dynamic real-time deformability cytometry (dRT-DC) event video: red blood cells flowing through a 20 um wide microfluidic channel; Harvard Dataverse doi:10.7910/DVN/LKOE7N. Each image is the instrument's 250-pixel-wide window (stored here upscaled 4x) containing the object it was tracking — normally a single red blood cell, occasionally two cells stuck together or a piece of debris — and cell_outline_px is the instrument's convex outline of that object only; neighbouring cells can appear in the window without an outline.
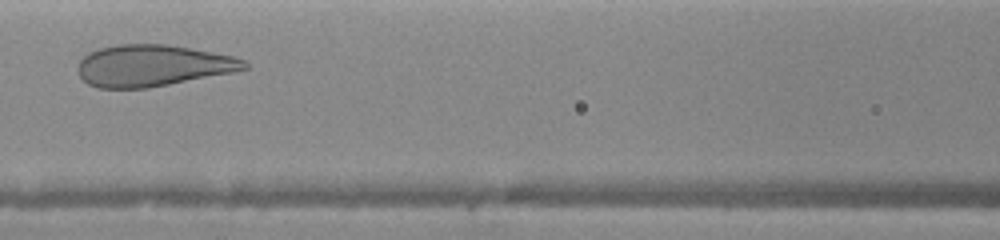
{"species": "human", "species_latin": "Homo sapiens", "temperature_condition": "warm", "stored_images_in_passage": 5, "camera_frame_rate_fps": 3000, "um_per_image_px": 0.085, "donor": {"sex": "female"}, "frame": {"image": 1, "passage_image": 3, "time_ms": 2.333, "image_size_px": [1000, 240], "cell_outline_px": [[248, 68], [232, 72], [148, 88], [100, 88], [88, 84], [80, 76], [76, 68], [80, 60], [84, 56], [100, 48], [116, 44], [168, 44], [192, 48], [232, 56], [244, 60], [248, 64]], "centroid_in_image_um": [12.95, 5.57], "position_along_channel_um": 153.6, "area_um2": 40.11}}
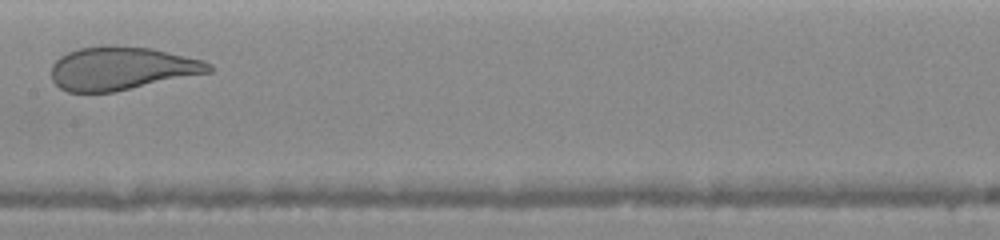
{"frame": {"image": 2, "passage_image": 4, "time_ms": 3.333, "image_size_px": [1000, 240], "cell_outline_px": [[212, 72], [116, 92], [68, 92], [60, 88], [52, 80], [52, 64], [60, 56], [68, 52], [80, 48], [104, 44], [108, 44], [152, 48], [204, 60], [212, 64]], "centroid_in_image_um": [10.36, 5.8], "position_along_channel_um": 197.0, "area_um2": 40.17}}